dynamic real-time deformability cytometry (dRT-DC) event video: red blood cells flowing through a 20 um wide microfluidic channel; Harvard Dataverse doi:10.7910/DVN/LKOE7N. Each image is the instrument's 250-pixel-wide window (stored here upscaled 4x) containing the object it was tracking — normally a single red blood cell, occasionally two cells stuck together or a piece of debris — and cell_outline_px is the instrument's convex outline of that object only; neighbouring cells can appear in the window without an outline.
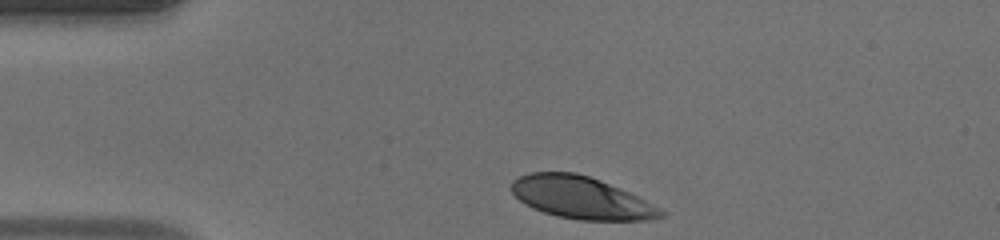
{"species": "human", "species_latin": "Homo sapiens", "temperature_condition": "warm", "stored_images_in_passage": 32, "camera_frame_rate_fps": 3000, "um_per_image_px": 0.085, "donor": {"sex": "male"}, "frame": {"image": 1, "passage_image": 1, "time_ms": 0.0, "image_size_px": [1000, 240], "cell_outline_px": [[664, 216], [652, 220], [580, 220], [556, 216], [532, 208], [524, 204], [512, 192], [512, 180], [528, 172], [576, 172], [600, 180], [620, 188], [660, 208], [664, 212]], "centroid_in_image_um": [49.38, 16.8], "position_along_channel_um": 35.6, "area_um2": 36.59}}
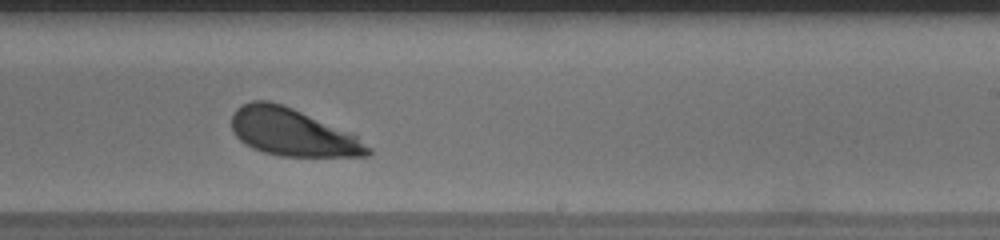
{"frame": {"image": 2, "passage_image": 21, "time_ms": 6.667, "image_size_px": [1000, 240], "cell_outline_px": [[372, 152], [368, 156], [280, 156], [264, 152], [252, 148], [244, 144], [236, 136], [232, 128], [232, 116], [236, 108], [252, 100], [268, 100], [292, 108], [352, 132], [372, 148]], "centroid_in_image_um": [24.88, 11.25], "position_along_channel_um": 264.1, "area_um2": 37.69}}
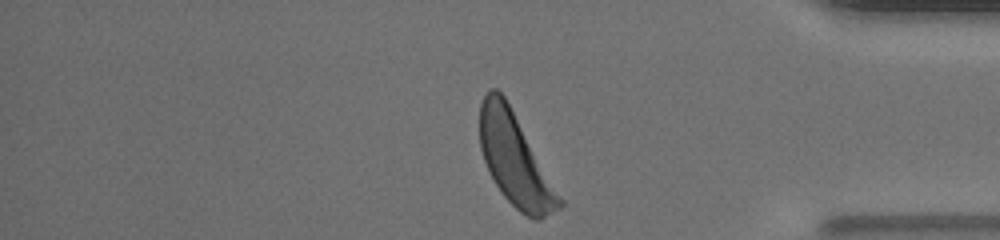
{"frame": {"image": 3, "passage_image": 32, "time_ms": 10.333, "image_size_px": [1000, 240], "cell_outline_px": [[564, 204], [560, 208], [540, 220], [536, 220], [520, 212], [500, 192], [484, 160], [480, 148], [480, 104], [488, 88], [496, 88], [504, 96], [564, 200]], "centroid_in_image_um": [43.79, 13.59], "position_along_channel_um": 391.4, "area_um2": 42.08}, "authors_computed_cell_mechanics": {"area_um2": 38.8705, "velocity_mm_per_s": 4.0796, "shape_relaxation_time_tau1_ms": 2.9041, "shape_relaxation_time_tau2_ms": null, "deformation_change_tau1": 0.1844, "deformation_change_tau2": null}}